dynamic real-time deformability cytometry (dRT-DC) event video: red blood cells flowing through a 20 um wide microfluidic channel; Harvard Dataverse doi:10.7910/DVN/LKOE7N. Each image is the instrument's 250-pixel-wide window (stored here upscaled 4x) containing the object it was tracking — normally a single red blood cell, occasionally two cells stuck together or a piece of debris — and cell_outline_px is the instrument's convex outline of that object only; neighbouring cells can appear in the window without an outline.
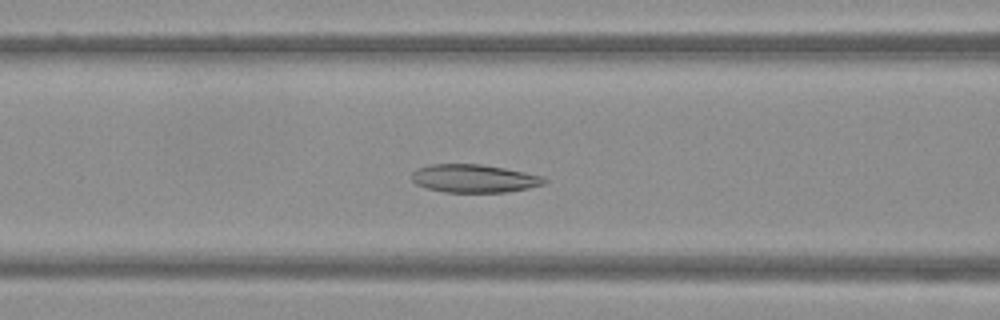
{"species": "Egyptian fruit bat (a non-hibernating species)", "species_latin": "Rousettus aegyptiacus", "temperature_condition": "warm", "stored_images_in_passage": 48, "camera_frame_rate_fps": 3000, "um_per_image_px": 0.085, "frame": {"image": 1, "passage_image": 19, "time_ms": 6.0, "image_size_px": [1000, 320], "cell_outline_px": [[548, 180], [544, 184], [528, 188], [508, 192], [444, 192], [424, 188], [416, 184], [412, 180], [412, 172], [416, 168], [428, 164], [480, 164], [504, 168], [544, 176]], "centroid_in_image_um": [40.27, 15.17], "position_along_channel_um": 126.3, "area_um2": 21.91}}
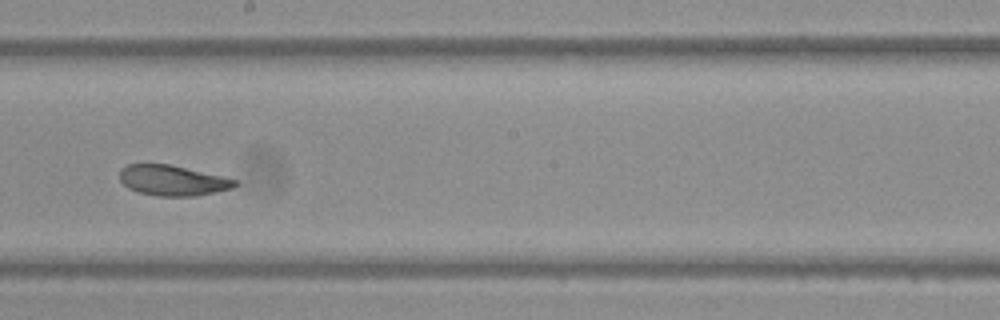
{"frame": {"image": 2, "passage_image": 27, "time_ms": 8.667, "image_size_px": [1000, 320], "cell_outline_px": [[236, 184], [232, 188], [216, 192], [196, 196], [156, 196], [140, 192], [128, 188], [120, 180], [120, 168], [128, 164], [168, 164], [220, 176], [236, 180]], "centroid_in_image_um": [14.62, 15.34], "position_along_channel_um": 233.6, "area_um2": 20.11}}
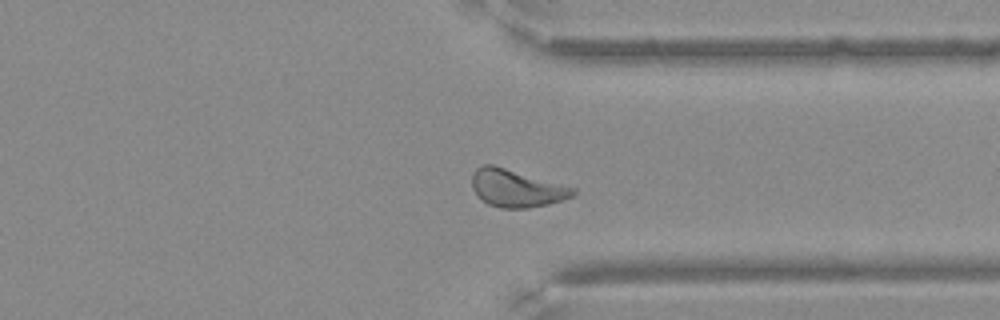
{"frame": {"image": 3, "passage_image": 37, "time_ms": 12.0, "image_size_px": [1000, 320], "cell_outline_px": [[576, 192], [572, 196], [548, 204], [528, 208], [500, 208], [488, 204], [472, 188], [472, 172], [480, 164], [492, 164], [576, 188]], "centroid_in_image_um": [43.87, 15.99], "position_along_channel_um": 367.5, "area_um2": 21.91}}